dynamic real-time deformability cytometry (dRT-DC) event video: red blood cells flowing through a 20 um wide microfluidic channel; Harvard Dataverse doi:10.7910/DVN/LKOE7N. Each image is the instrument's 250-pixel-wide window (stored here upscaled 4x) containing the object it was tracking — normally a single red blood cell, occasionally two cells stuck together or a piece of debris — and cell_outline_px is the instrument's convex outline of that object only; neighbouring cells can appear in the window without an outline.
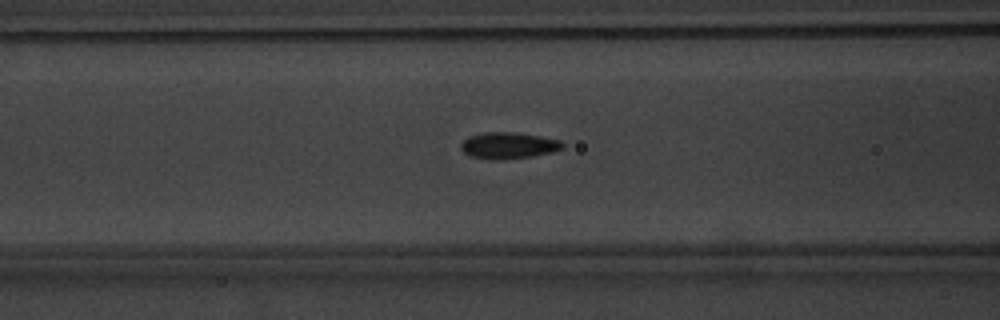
{"species": "common noctule bat (a hibernating species)", "species_latin": "Nyctalus noctula", "temperature_condition": "warm", "stored_images_in_passage": 49, "segment_of_instrument_passage": [1, 2], "camera_frame_rate_fps": 3000, "um_per_image_px": 0.085, "animal": {"sex": "male", "body_mass_g": 20.1, "forearm_length_mm": 53.5}, "frame": {"image": 1, "passage_image": 17, "time_ms": 5.333, "image_size_px": [1000, 320], "cell_outline_px": [[564, 148], [552, 152], [532, 156], [468, 156], [460, 148], [460, 144], [468, 136], [484, 132], [512, 132], [540, 136], [560, 140], [564, 144]], "centroid_in_image_um": [43.25, 12.3], "position_along_channel_um": 123.4, "area_um2": 14.74}}
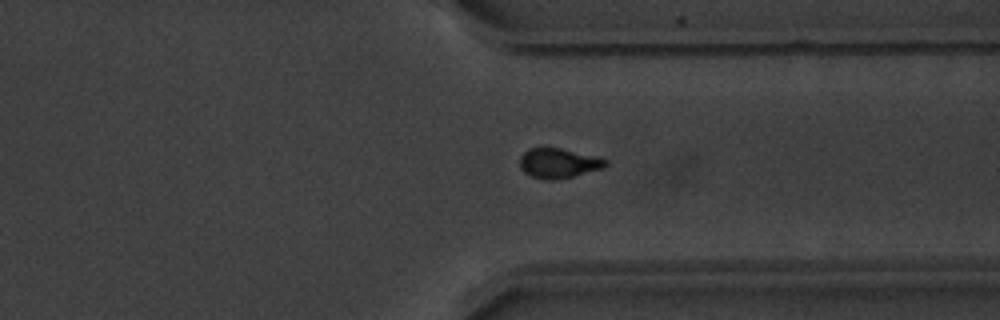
{"frame": {"image": 2, "passage_image": 36, "time_ms": 11.667, "image_size_px": [1000, 320], "cell_outline_px": [[608, 164], [604, 168], [556, 180], [544, 180], [532, 176], [524, 172], [520, 168], [520, 156], [528, 148], [560, 148], [600, 156], [608, 160]], "centroid_in_image_um": [47.5, 13.86], "position_along_channel_um": 363.9, "area_um2": 15.09}}
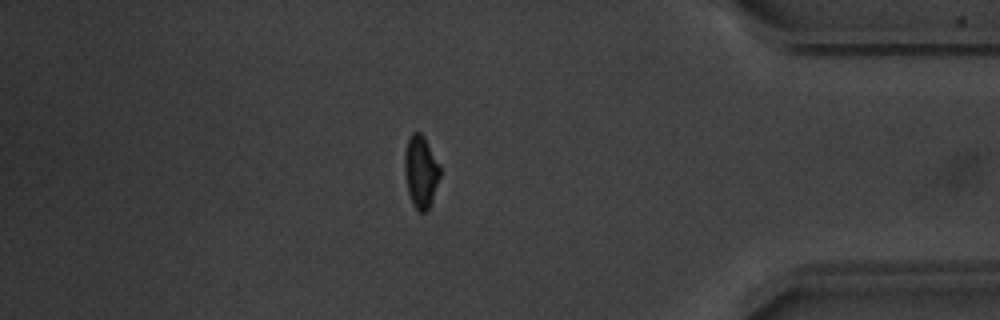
{"frame": {"image": 3, "passage_image": 41, "time_ms": 13.333, "image_size_px": [1000, 320], "cell_outline_px": [[440, 176], [432, 200], [428, 208], [424, 212], [420, 212], [412, 204], [408, 192], [404, 172], [404, 152], [408, 136], [412, 132], [420, 132], [424, 136], [440, 164]], "centroid_in_image_um": [35.75, 14.54], "position_along_channel_um": 399.4, "area_um2": 15.09}}